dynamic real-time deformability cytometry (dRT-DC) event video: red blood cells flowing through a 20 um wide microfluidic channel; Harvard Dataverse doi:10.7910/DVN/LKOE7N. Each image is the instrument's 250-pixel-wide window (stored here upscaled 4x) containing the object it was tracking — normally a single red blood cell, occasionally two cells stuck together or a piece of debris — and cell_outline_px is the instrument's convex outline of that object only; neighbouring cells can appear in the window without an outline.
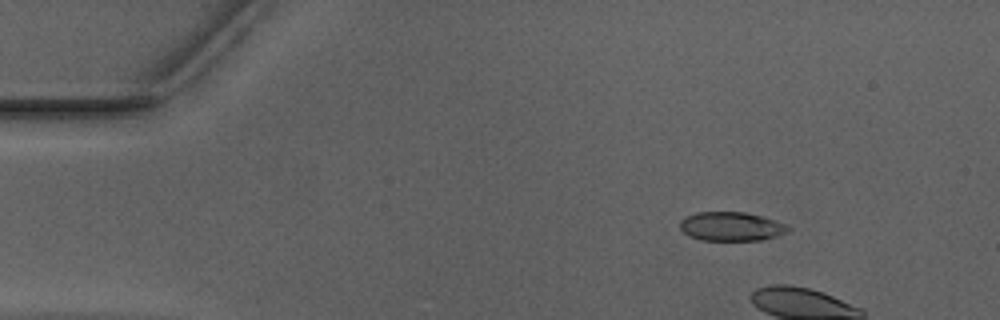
{"species": "Egyptian fruit bat (a non-hibernating species)", "species_latin": "Rousettus aegyptiacus", "temperature_condition": "warm", "stored_images_in_passage": 5, "camera_frame_rate_fps": 3000, "um_per_image_px": 0.085, "animal": {"sex": "male"}, "frame": {"image": 1, "passage_image": 1, "time_ms": 0.0, "image_size_px": [1000, 320], "cell_outline_px": [[792, 228], [788, 232], [776, 236], [760, 240], [700, 240], [688, 236], [680, 228], [680, 220], [684, 216], [696, 212], [744, 212], [776, 220], [788, 224]], "centroid_in_image_um": [62.16, 19.24], "position_along_channel_um": 22.8, "area_um2": 18.44}}